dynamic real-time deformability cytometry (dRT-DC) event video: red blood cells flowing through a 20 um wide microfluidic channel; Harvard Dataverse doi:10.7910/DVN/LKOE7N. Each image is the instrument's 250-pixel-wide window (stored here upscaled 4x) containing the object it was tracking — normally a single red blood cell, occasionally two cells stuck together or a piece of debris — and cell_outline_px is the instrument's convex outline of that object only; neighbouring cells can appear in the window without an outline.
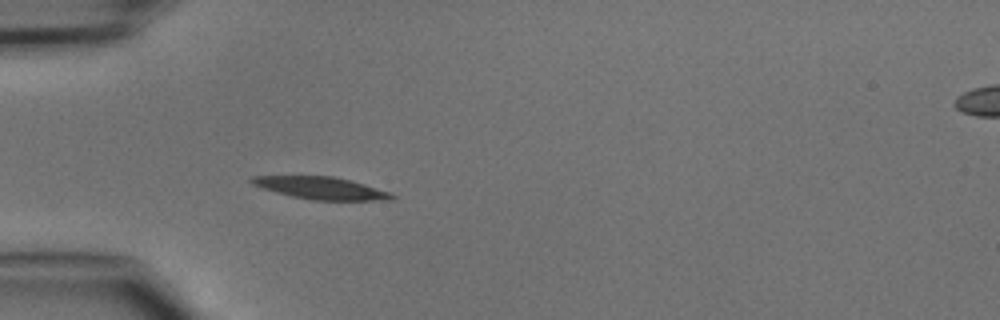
{"species": "common noctule bat (a hibernating species)", "species_latin": "Nyctalus noctula", "temperature_condition": "cold", "stored_images_in_passage": 40, "camera_frame_rate_fps": 3000, "um_per_image_px": 0.085, "animal": {"sex": "male", "body_mass_g": 15.6}, "frame": {"image": 1, "passage_image": 7, "time_ms": 2.0, "image_size_px": [1000, 320], "cell_outline_px": [[396, 196], [392, 200], [312, 200], [292, 196], [276, 192], [252, 184], [248, 180], [252, 176], [332, 176], [364, 184], [388, 192]], "centroid_in_image_um": [27.26, 15.98], "position_along_channel_um": 57.7, "area_um2": 17.92}}
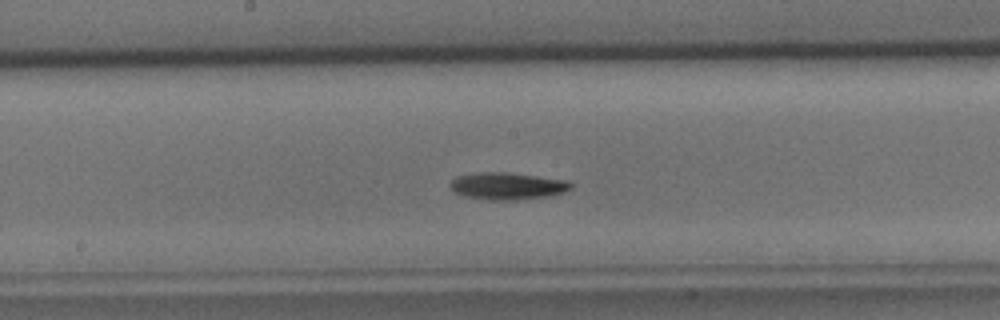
{"frame": {"image": 2, "passage_image": 18, "time_ms": 5.667, "image_size_px": [1000, 320], "cell_outline_px": [[572, 188], [564, 192], [548, 196], [516, 200], [488, 200], [464, 196], [448, 188], [448, 184], [456, 176], [480, 172], [508, 172], [568, 180], [572, 184]], "centroid_in_image_um": [43.11, 15.81], "position_along_channel_um": 205.1, "area_um2": 19.25}}
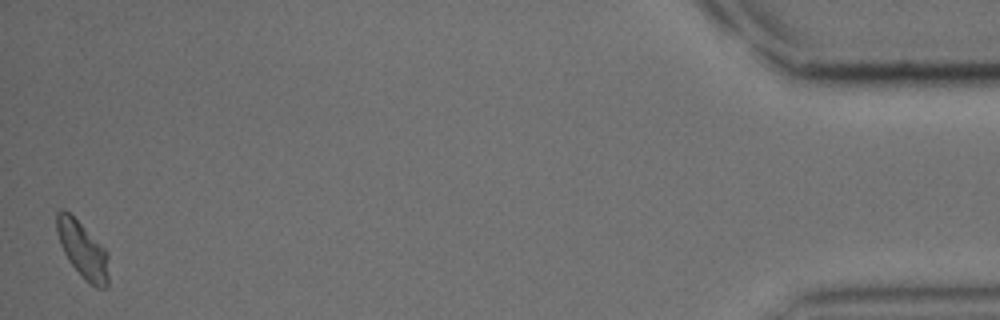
{"frame": {"image": 3, "passage_image": 40, "time_ms": 13.0, "image_size_px": [1000, 320], "cell_outline_px": [[108, 288], [96, 288], [84, 280], [68, 260], [60, 244], [56, 232], [56, 212], [60, 208], [64, 208], [108, 252]], "centroid_in_image_um": [7.01, 21.27], "position_along_channel_um": 428.2, "area_um2": 17.05}}